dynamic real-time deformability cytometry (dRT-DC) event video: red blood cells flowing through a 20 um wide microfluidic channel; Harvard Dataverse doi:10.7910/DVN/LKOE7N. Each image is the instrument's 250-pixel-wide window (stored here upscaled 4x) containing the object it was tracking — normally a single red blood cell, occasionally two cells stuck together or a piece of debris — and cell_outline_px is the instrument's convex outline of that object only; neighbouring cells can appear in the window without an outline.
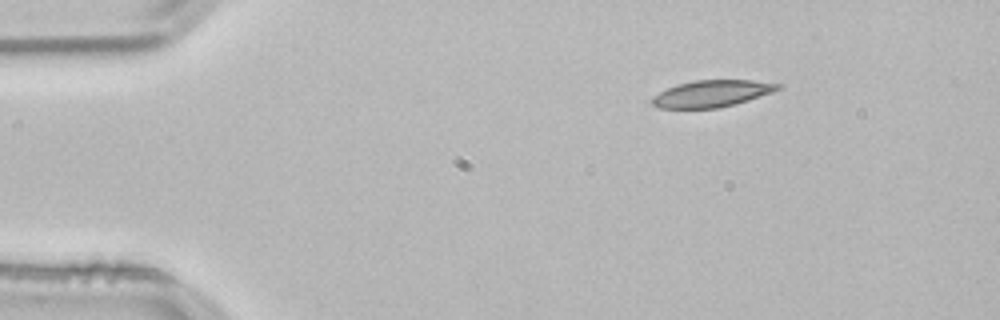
{"species": "common noctule bat (a hibernating species)", "species_latin": "Nyctalus noctula", "temperature_condition": "room temperature", "stored_images_in_passage": 46, "camera_frame_rate_fps": 3000, "um_per_image_px": 0.085, "animal": {"sex": "male", "body_mass_g": 21.5, "forearm_length_mm": 52.0}, "frame": {"image": 1, "passage_image": 1, "time_ms": 0.0, "image_size_px": [1000, 320], "cell_outline_px": [[780, 88], [772, 92], [748, 100], [720, 108], [660, 108], [652, 104], [652, 96], [676, 84], [692, 80], [752, 80], [780, 84]], "centroid_in_image_um": [60.48, 7.95], "position_along_channel_um": 24.5, "area_um2": 19.48}}
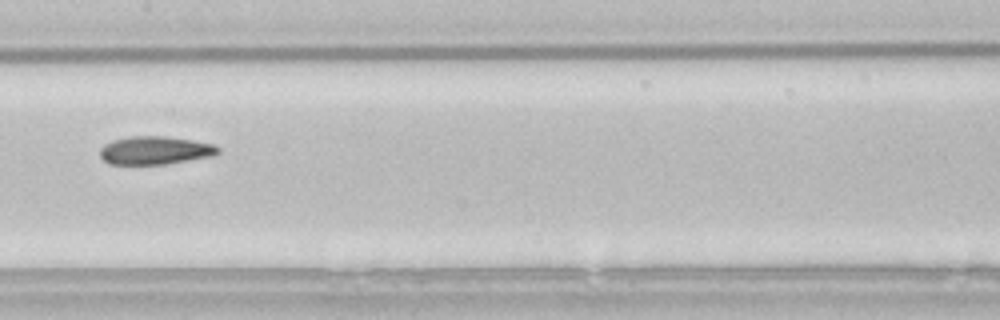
{"frame": {"image": 2, "passage_image": 20, "time_ms": 6.333, "image_size_px": [1000, 320], "cell_outline_px": [[220, 152], [212, 156], [164, 164], [108, 164], [100, 156], [100, 148], [104, 144], [112, 140], [128, 136], [164, 136], [192, 140], [212, 144], [220, 148]], "centroid_in_image_um": [13.15, 12.77], "position_along_channel_um": 194.3, "area_um2": 19.36}}
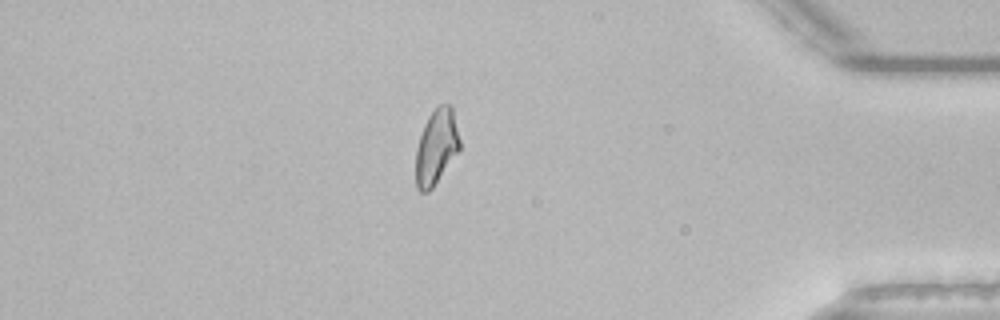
{"frame": {"image": 3, "passage_image": 39, "time_ms": 12.667, "image_size_px": [1000, 320], "cell_outline_px": [[460, 148], [432, 188], [428, 192], [420, 192], [416, 188], [416, 148], [424, 124], [428, 116], [440, 104], [452, 104], [460, 140]], "centroid_in_image_um": [37.08, 12.47], "position_along_channel_um": 398.1, "area_um2": 19.13}, "authors_computed_cell_mechanics": {"area_um2": 19.6231, "velocity_mm_per_s": 3.8035, "shape_relaxation_time_tau1_ms": 9.2036, "shape_relaxation_time_tau2_ms": 3.742, "deformation_change_tau1": 0.2172, "deformation_change_tau2": 0.1183}}